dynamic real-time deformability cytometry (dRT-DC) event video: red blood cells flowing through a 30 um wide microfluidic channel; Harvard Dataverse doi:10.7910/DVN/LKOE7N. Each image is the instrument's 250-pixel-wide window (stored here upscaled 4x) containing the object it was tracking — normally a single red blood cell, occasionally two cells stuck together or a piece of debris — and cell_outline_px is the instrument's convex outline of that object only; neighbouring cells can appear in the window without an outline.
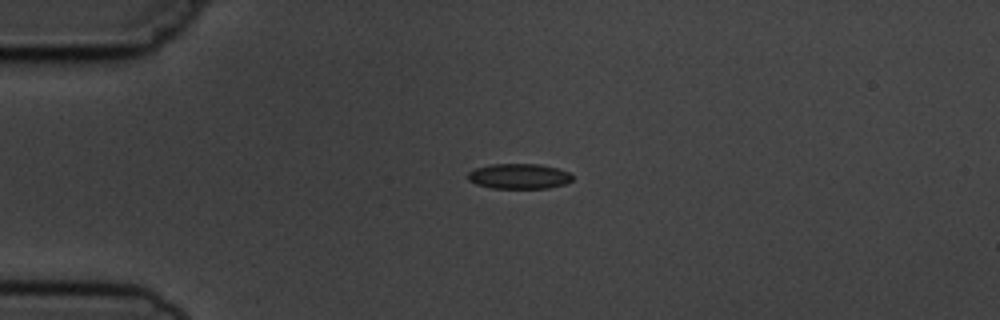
{"species": "common noctule bat (a hibernating species)", "species_latin": "Nyctalus noctula", "temperature_condition": "cold", "stored_images_in_passage": 3, "camera_frame_rate_fps": 3000, "um_per_image_px": 0.085, "animal": {"sex": "male", "body_mass_g": 19.5, "forearm_length_mm": 54.6}, "frame": {"image": 1, "passage_image": 2, "time_ms": 1.333, "image_size_px": [1000, 320], "cell_outline_px": [[572, 180], [564, 184], [548, 188], [492, 188], [476, 184], [468, 180], [468, 172], [476, 168], [492, 164], [540, 164], [556, 168], [568, 172], [572, 176]], "centroid_in_image_um": [44.1, 14.98], "position_along_channel_um": 40.9, "area_um2": 15.26}}